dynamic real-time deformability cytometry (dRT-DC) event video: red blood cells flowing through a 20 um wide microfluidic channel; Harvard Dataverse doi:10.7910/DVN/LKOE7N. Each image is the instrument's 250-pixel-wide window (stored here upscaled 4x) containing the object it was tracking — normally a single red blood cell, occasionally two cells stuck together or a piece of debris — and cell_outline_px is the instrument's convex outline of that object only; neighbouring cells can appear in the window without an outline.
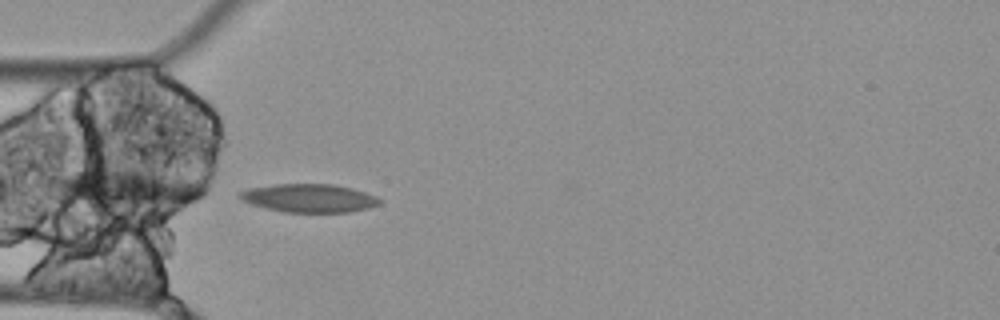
{"species": "Egyptian fruit bat (a non-hibernating species)", "species_latin": "Rousettus aegyptiacus", "temperature_condition": "cold", "stored_images_in_passage": 5, "camera_frame_rate_fps": 3000, "um_per_image_px": 0.085, "animal": {"sex": "female"}, "frame": {"image": 1, "passage_image": 5, "time_ms": 1.333, "image_size_px": [1000, 320], "cell_outline_px": [[384, 200], [380, 204], [368, 208], [348, 212], [284, 212], [252, 204], [240, 200], [236, 196], [240, 192], [248, 188], [276, 184], [332, 184], [352, 188], [376, 196]], "centroid_in_image_um": [26.28, 16.83], "position_along_channel_um": 58.7, "area_um2": 23.12}}